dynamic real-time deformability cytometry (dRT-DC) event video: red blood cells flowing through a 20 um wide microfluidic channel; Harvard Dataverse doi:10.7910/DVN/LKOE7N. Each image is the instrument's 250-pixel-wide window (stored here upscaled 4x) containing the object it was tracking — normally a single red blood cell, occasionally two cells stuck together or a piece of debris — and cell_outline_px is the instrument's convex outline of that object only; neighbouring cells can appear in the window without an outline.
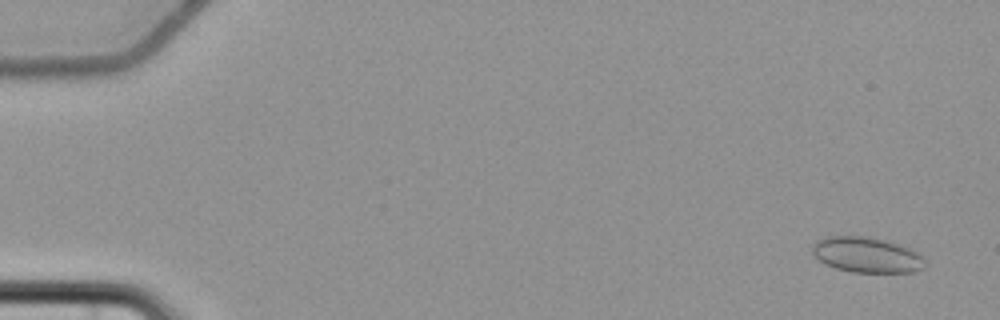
{"species": "common noctule bat (a hibernating species)", "species_latin": "Nyctalus noctula", "temperature_condition": "cold", "stored_images_in_passage": 8, "camera_frame_rate_fps": 3000, "um_per_image_px": 0.085, "animal": {"sex": "female", "body_mass_g": 22.7, "forearm_length_mm": 54.2}, "frame": {"image": 1, "passage_image": 1, "time_ms": 0.0, "image_size_px": [1000, 320], "cell_outline_px": [[924, 268], [912, 272], [852, 272], [836, 268], [824, 264], [812, 252], [812, 244], [816, 240], [824, 236], [864, 236], [884, 240], [912, 248], [924, 260]], "centroid_in_image_um": [73.63, 21.65], "position_along_channel_um": 11.4, "area_um2": 23.24}}
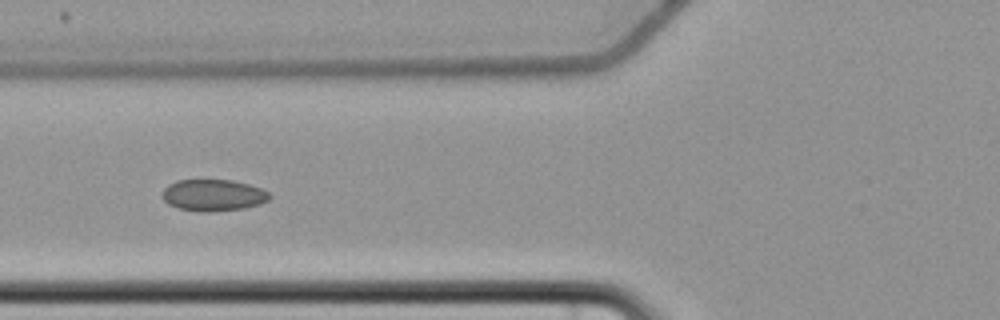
{"frame": {"image": 2, "passage_image": 7, "time_ms": 7.0, "image_size_px": [1000, 320], "cell_outline_px": [[272, 196], [268, 200], [260, 204], [244, 208], [208, 212], [200, 212], [180, 208], [168, 204], [160, 196], [164, 188], [168, 184], [176, 180], [232, 180], [248, 184], [260, 188], [268, 192]], "centroid_in_image_um": [18.1, 16.59], "position_along_channel_um": 107.7, "area_um2": 19.83}}
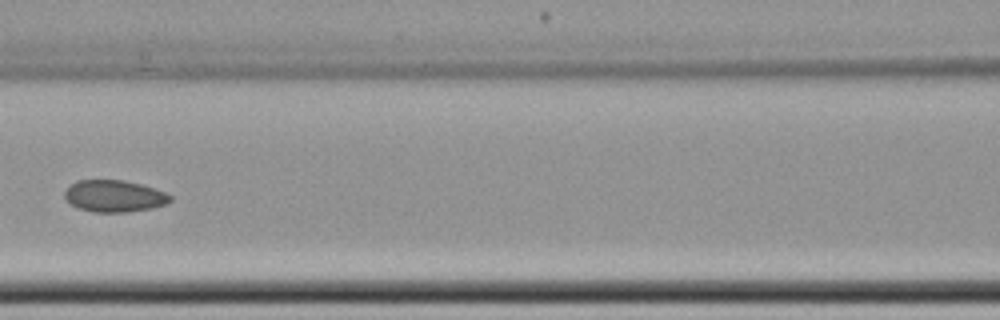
{"frame": {"image": 3, "passage_image": 8, "time_ms": 8.333, "image_size_px": [1000, 320], "cell_outline_px": [[172, 200], [164, 204], [152, 208], [128, 212], [92, 212], [76, 208], [64, 196], [64, 192], [76, 180], [124, 180], [140, 184], [164, 192], [172, 196]], "centroid_in_image_um": [9.7, 16.67], "position_along_channel_um": 156.9, "area_um2": 19.48}}